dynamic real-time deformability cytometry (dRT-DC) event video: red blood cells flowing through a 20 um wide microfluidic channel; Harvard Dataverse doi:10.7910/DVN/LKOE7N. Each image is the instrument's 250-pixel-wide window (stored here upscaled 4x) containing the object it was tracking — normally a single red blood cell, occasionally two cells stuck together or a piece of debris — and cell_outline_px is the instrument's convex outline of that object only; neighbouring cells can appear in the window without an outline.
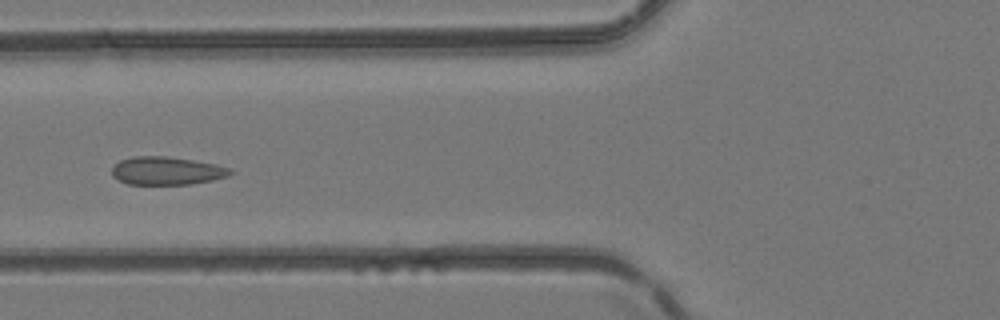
{"species": "common noctule bat (a hibernating species)", "species_latin": "Nyctalus noctula", "temperature_condition": "room temperature", "stored_images_in_passage": 6, "camera_frame_rate_fps": 3000, "um_per_image_px": 0.085, "animal": {"sex": "female", "body_mass_g": 24.6, "forearm_length_mm": 56.2}, "frame": {"image": 1, "passage_image": 6, "time_ms": 1.667, "image_size_px": [1000, 320], "cell_outline_px": [[236, 172], [228, 176], [212, 180], [192, 184], [128, 184], [112, 176], [112, 168], [120, 160], [132, 156], [164, 156], [192, 160], [216, 164], [232, 168]], "centroid_in_image_um": [14.21, 14.51], "position_along_channel_um": 111.6, "area_um2": 19.42}}